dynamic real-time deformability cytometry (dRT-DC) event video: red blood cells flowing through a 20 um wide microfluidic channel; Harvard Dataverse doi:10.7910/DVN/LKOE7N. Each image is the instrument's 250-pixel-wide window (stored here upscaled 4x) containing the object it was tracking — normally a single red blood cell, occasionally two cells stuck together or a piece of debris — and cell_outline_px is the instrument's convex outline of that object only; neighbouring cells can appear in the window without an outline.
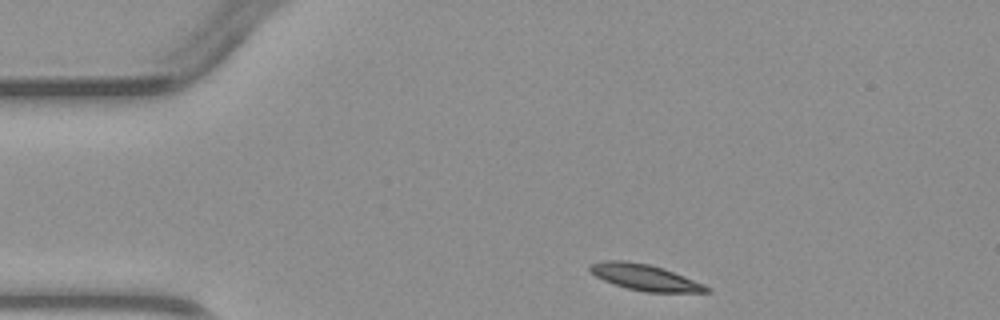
{"species": "common noctule bat (a hibernating species)", "species_latin": "Nyctalus noctula", "temperature_condition": "warm", "stored_images_in_passage": 2, "camera_frame_rate_fps": 3000, "um_per_image_px": 0.085, "animal": {"sex": "male", "body_mass_g": 23.1, "forearm_length_mm": 52.7}, "frame": {"image": 1, "passage_image": 1, "time_ms": 0.0, "image_size_px": [1000, 320], "cell_outline_px": [[712, 288], [708, 292], [644, 292], [628, 288], [604, 280], [596, 276], [588, 268], [588, 264], [604, 260], [628, 260], [648, 264], [664, 268], [704, 284]], "centroid_in_image_um": [54.81, 23.56], "position_along_channel_um": 30.2, "area_um2": 17.69}}
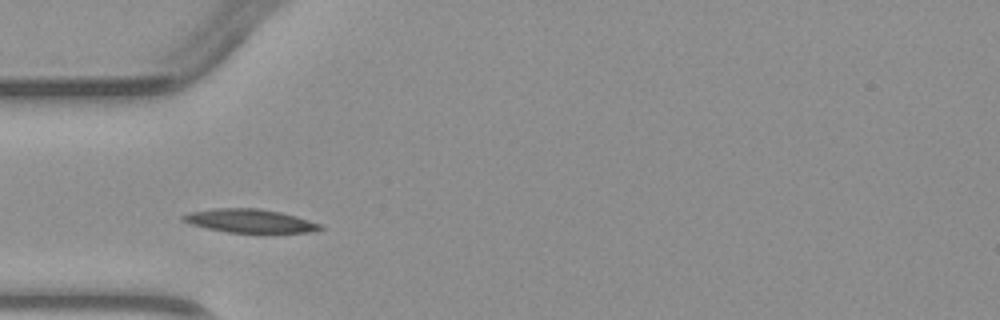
{"frame": {"image": 2, "passage_image": 2, "time_ms": 2.0, "image_size_px": [1000, 320], "cell_outline_px": [[324, 228], [308, 232], [228, 232], [208, 228], [192, 224], [180, 220], [180, 216], [192, 212], [216, 208], [260, 208], [280, 212], [296, 216], [320, 224]], "centroid_in_image_um": [21.21, 18.76], "position_along_channel_um": 63.8, "area_um2": 18.44}}